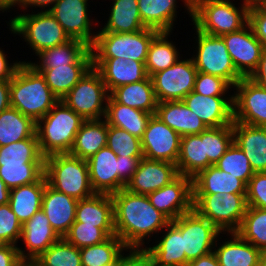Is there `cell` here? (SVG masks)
I'll return each mask as SVG.
<instances>
[{"instance_id": "6da1fadb", "label": "cell", "mask_w": 266, "mask_h": 266, "mask_svg": "<svg viewBox=\"0 0 266 266\" xmlns=\"http://www.w3.org/2000/svg\"><path fill=\"white\" fill-rule=\"evenodd\" d=\"M111 197L115 235L127 248H145L151 234L163 232L171 222L150 203L147 195L134 194L124 188Z\"/></svg>"}, {"instance_id": "7a4b0ae2", "label": "cell", "mask_w": 266, "mask_h": 266, "mask_svg": "<svg viewBox=\"0 0 266 266\" xmlns=\"http://www.w3.org/2000/svg\"><path fill=\"white\" fill-rule=\"evenodd\" d=\"M58 101L41 73L22 61L10 79V106L37 123Z\"/></svg>"}, {"instance_id": "3957f363", "label": "cell", "mask_w": 266, "mask_h": 266, "mask_svg": "<svg viewBox=\"0 0 266 266\" xmlns=\"http://www.w3.org/2000/svg\"><path fill=\"white\" fill-rule=\"evenodd\" d=\"M83 119L62 100L36 123L40 152L44 157L69 153Z\"/></svg>"}, {"instance_id": "277c9868", "label": "cell", "mask_w": 266, "mask_h": 266, "mask_svg": "<svg viewBox=\"0 0 266 266\" xmlns=\"http://www.w3.org/2000/svg\"><path fill=\"white\" fill-rule=\"evenodd\" d=\"M231 0H192V22L201 32L223 36L248 24L249 6L236 7Z\"/></svg>"}, {"instance_id": "5b68a950", "label": "cell", "mask_w": 266, "mask_h": 266, "mask_svg": "<svg viewBox=\"0 0 266 266\" xmlns=\"http://www.w3.org/2000/svg\"><path fill=\"white\" fill-rule=\"evenodd\" d=\"M44 176L49 186L76 200L90 197L95 193L89 180L87 160L69 153L45 157Z\"/></svg>"}, {"instance_id": "8992f818", "label": "cell", "mask_w": 266, "mask_h": 266, "mask_svg": "<svg viewBox=\"0 0 266 266\" xmlns=\"http://www.w3.org/2000/svg\"><path fill=\"white\" fill-rule=\"evenodd\" d=\"M33 13V14H32ZM31 14H18L9 20L11 33L23 36L33 53L37 54L45 49L58 46L70 40L62 26L49 11Z\"/></svg>"}, {"instance_id": "52a82bcc", "label": "cell", "mask_w": 266, "mask_h": 266, "mask_svg": "<svg viewBox=\"0 0 266 266\" xmlns=\"http://www.w3.org/2000/svg\"><path fill=\"white\" fill-rule=\"evenodd\" d=\"M193 209L221 232H236L247 209L246 194L193 195Z\"/></svg>"}, {"instance_id": "ba28073f", "label": "cell", "mask_w": 266, "mask_h": 266, "mask_svg": "<svg viewBox=\"0 0 266 266\" xmlns=\"http://www.w3.org/2000/svg\"><path fill=\"white\" fill-rule=\"evenodd\" d=\"M158 32L148 27L126 33L97 32L94 44L90 47L92 58L120 57L146 61L150 42Z\"/></svg>"}, {"instance_id": "9c48e42d", "label": "cell", "mask_w": 266, "mask_h": 266, "mask_svg": "<svg viewBox=\"0 0 266 266\" xmlns=\"http://www.w3.org/2000/svg\"><path fill=\"white\" fill-rule=\"evenodd\" d=\"M195 28V29H194ZM196 31V55L191 58L197 71L225 79L234 87L243 76L236 70L221 36H212Z\"/></svg>"}, {"instance_id": "30bf717a", "label": "cell", "mask_w": 266, "mask_h": 266, "mask_svg": "<svg viewBox=\"0 0 266 266\" xmlns=\"http://www.w3.org/2000/svg\"><path fill=\"white\" fill-rule=\"evenodd\" d=\"M108 97L100 73L92 66L61 100L83 119L90 120L104 118Z\"/></svg>"}, {"instance_id": "8fae6325", "label": "cell", "mask_w": 266, "mask_h": 266, "mask_svg": "<svg viewBox=\"0 0 266 266\" xmlns=\"http://www.w3.org/2000/svg\"><path fill=\"white\" fill-rule=\"evenodd\" d=\"M183 236V251L188 263L213 252L215 242L220 234L208 219L200 216L194 209L171 221Z\"/></svg>"}, {"instance_id": "7c38bea8", "label": "cell", "mask_w": 266, "mask_h": 266, "mask_svg": "<svg viewBox=\"0 0 266 266\" xmlns=\"http://www.w3.org/2000/svg\"><path fill=\"white\" fill-rule=\"evenodd\" d=\"M197 73L192 58L182 59L181 56L169 68L153 74L151 79L158 103L182 101L194 90Z\"/></svg>"}, {"instance_id": "4fadbf2b", "label": "cell", "mask_w": 266, "mask_h": 266, "mask_svg": "<svg viewBox=\"0 0 266 266\" xmlns=\"http://www.w3.org/2000/svg\"><path fill=\"white\" fill-rule=\"evenodd\" d=\"M233 88L234 121L266 127V89L249 77H243Z\"/></svg>"}, {"instance_id": "5bb4252c", "label": "cell", "mask_w": 266, "mask_h": 266, "mask_svg": "<svg viewBox=\"0 0 266 266\" xmlns=\"http://www.w3.org/2000/svg\"><path fill=\"white\" fill-rule=\"evenodd\" d=\"M180 145L181 136L156 115H152L141 139L143 157L176 164Z\"/></svg>"}, {"instance_id": "9a60e30c", "label": "cell", "mask_w": 266, "mask_h": 266, "mask_svg": "<svg viewBox=\"0 0 266 266\" xmlns=\"http://www.w3.org/2000/svg\"><path fill=\"white\" fill-rule=\"evenodd\" d=\"M89 0H58L49 12L62 26L70 39L83 41L89 47L94 44L97 32L92 30L88 13Z\"/></svg>"}, {"instance_id": "2e32d148", "label": "cell", "mask_w": 266, "mask_h": 266, "mask_svg": "<svg viewBox=\"0 0 266 266\" xmlns=\"http://www.w3.org/2000/svg\"><path fill=\"white\" fill-rule=\"evenodd\" d=\"M150 203L170 221L193 209L192 178L179 175L171 183L147 194Z\"/></svg>"}, {"instance_id": "e0dca14e", "label": "cell", "mask_w": 266, "mask_h": 266, "mask_svg": "<svg viewBox=\"0 0 266 266\" xmlns=\"http://www.w3.org/2000/svg\"><path fill=\"white\" fill-rule=\"evenodd\" d=\"M236 70L243 77H250L257 69L263 51L249 24L241 30L221 36Z\"/></svg>"}, {"instance_id": "ac0fdd59", "label": "cell", "mask_w": 266, "mask_h": 266, "mask_svg": "<svg viewBox=\"0 0 266 266\" xmlns=\"http://www.w3.org/2000/svg\"><path fill=\"white\" fill-rule=\"evenodd\" d=\"M179 176L176 164L142 158L125 189L147 195L171 183Z\"/></svg>"}, {"instance_id": "d6986e66", "label": "cell", "mask_w": 266, "mask_h": 266, "mask_svg": "<svg viewBox=\"0 0 266 266\" xmlns=\"http://www.w3.org/2000/svg\"><path fill=\"white\" fill-rule=\"evenodd\" d=\"M204 96L194 91L182 100L206 127H221L233 123V95Z\"/></svg>"}, {"instance_id": "ffe728a7", "label": "cell", "mask_w": 266, "mask_h": 266, "mask_svg": "<svg viewBox=\"0 0 266 266\" xmlns=\"http://www.w3.org/2000/svg\"><path fill=\"white\" fill-rule=\"evenodd\" d=\"M93 67L100 73L109 94L117 87L148 77L145 62L124 58H92Z\"/></svg>"}, {"instance_id": "44dd1931", "label": "cell", "mask_w": 266, "mask_h": 266, "mask_svg": "<svg viewBox=\"0 0 266 266\" xmlns=\"http://www.w3.org/2000/svg\"><path fill=\"white\" fill-rule=\"evenodd\" d=\"M59 238L40 209L22 225L20 241L24 242L27 252L22 247L17 249L22 260H36Z\"/></svg>"}, {"instance_id": "7402d4cb", "label": "cell", "mask_w": 266, "mask_h": 266, "mask_svg": "<svg viewBox=\"0 0 266 266\" xmlns=\"http://www.w3.org/2000/svg\"><path fill=\"white\" fill-rule=\"evenodd\" d=\"M118 156L108 147L101 148L88 162L89 180L95 193L113 194L119 192Z\"/></svg>"}, {"instance_id": "603a6c76", "label": "cell", "mask_w": 266, "mask_h": 266, "mask_svg": "<svg viewBox=\"0 0 266 266\" xmlns=\"http://www.w3.org/2000/svg\"><path fill=\"white\" fill-rule=\"evenodd\" d=\"M78 200L45 185L41 210L48 218L52 229L61 238L64 237L75 222Z\"/></svg>"}, {"instance_id": "cb8c5ba5", "label": "cell", "mask_w": 266, "mask_h": 266, "mask_svg": "<svg viewBox=\"0 0 266 266\" xmlns=\"http://www.w3.org/2000/svg\"><path fill=\"white\" fill-rule=\"evenodd\" d=\"M39 62H26L32 68H55L69 64H93L91 48L83 41L70 39L36 54Z\"/></svg>"}, {"instance_id": "d4e9b609", "label": "cell", "mask_w": 266, "mask_h": 266, "mask_svg": "<svg viewBox=\"0 0 266 266\" xmlns=\"http://www.w3.org/2000/svg\"><path fill=\"white\" fill-rule=\"evenodd\" d=\"M75 222L96 225L109 236H114L113 200L111 195L94 193L90 197L78 200Z\"/></svg>"}, {"instance_id": "484cf974", "label": "cell", "mask_w": 266, "mask_h": 266, "mask_svg": "<svg viewBox=\"0 0 266 266\" xmlns=\"http://www.w3.org/2000/svg\"><path fill=\"white\" fill-rule=\"evenodd\" d=\"M234 143L249 159L253 171L266 172V127L233 121Z\"/></svg>"}, {"instance_id": "4316f807", "label": "cell", "mask_w": 266, "mask_h": 266, "mask_svg": "<svg viewBox=\"0 0 266 266\" xmlns=\"http://www.w3.org/2000/svg\"><path fill=\"white\" fill-rule=\"evenodd\" d=\"M155 115L181 137L200 134L207 128L183 101L159 102Z\"/></svg>"}, {"instance_id": "83f0119b", "label": "cell", "mask_w": 266, "mask_h": 266, "mask_svg": "<svg viewBox=\"0 0 266 266\" xmlns=\"http://www.w3.org/2000/svg\"><path fill=\"white\" fill-rule=\"evenodd\" d=\"M227 235L230 239L227 238V241L219 245L217 242L220 240L217 238L213 249L220 266H254L265 256L260 249L242 239L236 232Z\"/></svg>"}, {"instance_id": "f1b7e54d", "label": "cell", "mask_w": 266, "mask_h": 266, "mask_svg": "<svg viewBox=\"0 0 266 266\" xmlns=\"http://www.w3.org/2000/svg\"><path fill=\"white\" fill-rule=\"evenodd\" d=\"M246 187L242 180L219 170L214 165L200 171L192 178L193 195L246 194Z\"/></svg>"}, {"instance_id": "f546056e", "label": "cell", "mask_w": 266, "mask_h": 266, "mask_svg": "<svg viewBox=\"0 0 266 266\" xmlns=\"http://www.w3.org/2000/svg\"><path fill=\"white\" fill-rule=\"evenodd\" d=\"M213 164L205 156V130L200 134L181 137L180 153L176 166L179 175L194 178Z\"/></svg>"}, {"instance_id": "4dcf8cb0", "label": "cell", "mask_w": 266, "mask_h": 266, "mask_svg": "<svg viewBox=\"0 0 266 266\" xmlns=\"http://www.w3.org/2000/svg\"><path fill=\"white\" fill-rule=\"evenodd\" d=\"M106 103L104 116L106 123L124 129L142 139L147 123L153 114L117 103L110 95Z\"/></svg>"}, {"instance_id": "1f68e13d", "label": "cell", "mask_w": 266, "mask_h": 266, "mask_svg": "<svg viewBox=\"0 0 266 266\" xmlns=\"http://www.w3.org/2000/svg\"><path fill=\"white\" fill-rule=\"evenodd\" d=\"M108 124L104 119L84 120L76 134L70 155L88 160L107 143Z\"/></svg>"}, {"instance_id": "d6a6232c", "label": "cell", "mask_w": 266, "mask_h": 266, "mask_svg": "<svg viewBox=\"0 0 266 266\" xmlns=\"http://www.w3.org/2000/svg\"><path fill=\"white\" fill-rule=\"evenodd\" d=\"M46 184L47 181L43 175L35 183L10 190L8 204L22 225L41 209Z\"/></svg>"}, {"instance_id": "836d02e7", "label": "cell", "mask_w": 266, "mask_h": 266, "mask_svg": "<svg viewBox=\"0 0 266 266\" xmlns=\"http://www.w3.org/2000/svg\"><path fill=\"white\" fill-rule=\"evenodd\" d=\"M117 103L155 115L158 101L151 77L115 88L109 94Z\"/></svg>"}, {"instance_id": "e575fe53", "label": "cell", "mask_w": 266, "mask_h": 266, "mask_svg": "<svg viewBox=\"0 0 266 266\" xmlns=\"http://www.w3.org/2000/svg\"><path fill=\"white\" fill-rule=\"evenodd\" d=\"M107 23L97 32L126 33L147 28L138 9L137 0H112Z\"/></svg>"}, {"instance_id": "d590c367", "label": "cell", "mask_w": 266, "mask_h": 266, "mask_svg": "<svg viewBox=\"0 0 266 266\" xmlns=\"http://www.w3.org/2000/svg\"><path fill=\"white\" fill-rule=\"evenodd\" d=\"M137 2L141 20L146 27L159 32H172L177 18V0H137Z\"/></svg>"}, {"instance_id": "8d00e7d4", "label": "cell", "mask_w": 266, "mask_h": 266, "mask_svg": "<svg viewBox=\"0 0 266 266\" xmlns=\"http://www.w3.org/2000/svg\"><path fill=\"white\" fill-rule=\"evenodd\" d=\"M165 234L146 249L152 254L157 263L164 265L186 266V254L183 251V236L181 231L170 222L165 228ZM157 243V244H156Z\"/></svg>"}, {"instance_id": "74e56055", "label": "cell", "mask_w": 266, "mask_h": 266, "mask_svg": "<svg viewBox=\"0 0 266 266\" xmlns=\"http://www.w3.org/2000/svg\"><path fill=\"white\" fill-rule=\"evenodd\" d=\"M27 138H38L36 123L14 107L0 113V147Z\"/></svg>"}, {"instance_id": "f35d334b", "label": "cell", "mask_w": 266, "mask_h": 266, "mask_svg": "<svg viewBox=\"0 0 266 266\" xmlns=\"http://www.w3.org/2000/svg\"><path fill=\"white\" fill-rule=\"evenodd\" d=\"M93 64H69L55 68H33L45 78L52 93L61 100Z\"/></svg>"}, {"instance_id": "ab89813d", "label": "cell", "mask_w": 266, "mask_h": 266, "mask_svg": "<svg viewBox=\"0 0 266 266\" xmlns=\"http://www.w3.org/2000/svg\"><path fill=\"white\" fill-rule=\"evenodd\" d=\"M171 33L160 31L150 42L145 62L146 72L149 77L156 72L169 68L180 58V52L177 50L176 45L168 39Z\"/></svg>"}, {"instance_id": "60d3db41", "label": "cell", "mask_w": 266, "mask_h": 266, "mask_svg": "<svg viewBox=\"0 0 266 266\" xmlns=\"http://www.w3.org/2000/svg\"><path fill=\"white\" fill-rule=\"evenodd\" d=\"M127 247L116 235L92 246L80 248L82 266H110L116 263Z\"/></svg>"}, {"instance_id": "b9f144b4", "label": "cell", "mask_w": 266, "mask_h": 266, "mask_svg": "<svg viewBox=\"0 0 266 266\" xmlns=\"http://www.w3.org/2000/svg\"><path fill=\"white\" fill-rule=\"evenodd\" d=\"M38 138H27L0 147V166H24L26 163H44Z\"/></svg>"}, {"instance_id": "7bdbcfd3", "label": "cell", "mask_w": 266, "mask_h": 266, "mask_svg": "<svg viewBox=\"0 0 266 266\" xmlns=\"http://www.w3.org/2000/svg\"><path fill=\"white\" fill-rule=\"evenodd\" d=\"M236 233L266 255V210L247 206Z\"/></svg>"}, {"instance_id": "ee69618b", "label": "cell", "mask_w": 266, "mask_h": 266, "mask_svg": "<svg viewBox=\"0 0 266 266\" xmlns=\"http://www.w3.org/2000/svg\"><path fill=\"white\" fill-rule=\"evenodd\" d=\"M36 261L42 266H82L80 248L59 238Z\"/></svg>"}, {"instance_id": "f6af8a7d", "label": "cell", "mask_w": 266, "mask_h": 266, "mask_svg": "<svg viewBox=\"0 0 266 266\" xmlns=\"http://www.w3.org/2000/svg\"><path fill=\"white\" fill-rule=\"evenodd\" d=\"M214 166L242 180L246 185L255 173L249 159L234 142Z\"/></svg>"}, {"instance_id": "bcb514c9", "label": "cell", "mask_w": 266, "mask_h": 266, "mask_svg": "<svg viewBox=\"0 0 266 266\" xmlns=\"http://www.w3.org/2000/svg\"><path fill=\"white\" fill-rule=\"evenodd\" d=\"M234 142L232 124L205 129V156L215 165Z\"/></svg>"}, {"instance_id": "7dc6e473", "label": "cell", "mask_w": 266, "mask_h": 266, "mask_svg": "<svg viewBox=\"0 0 266 266\" xmlns=\"http://www.w3.org/2000/svg\"><path fill=\"white\" fill-rule=\"evenodd\" d=\"M44 175V163H26L24 166H0V178L9 190L35 183Z\"/></svg>"}, {"instance_id": "c3c4849f", "label": "cell", "mask_w": 266, "mask_h": 266, "mask_svg": "<svg viewBox=\"0 0 266 266\" xmlns=\"http://www.w3.org/2000/svg\"><path fill=\"white\" fill-rule=\"evenodd\" d=\"M106 146L118 157H143L141 139L115 126L108 125Z\"/></svg>"}, {"instance_id": "681fc988", "label": "cell", "mask_w": 266, "mask_h": 266, "mask_svg": "<svg viewBox=\"0 0 266 266\" xmlns=\"http://www.w3.org/2000/svg\"><path fill=\"white\" fill-rule=\"evenodd\" d=\"M110 236L96 225L74 222L64 238L77 248L92 246L107 240Z\"/></svg>"}, {"instance_id": "f907efd6", "label": "cell", "mask_w": 266, "mask_h": 266, "mask_svg": "<svg viewBox=\"0 0 266 266\" xmlns=\"http://www.w3.org/2000/svg\"><path fill=\"white\" fill-rule=\"evenodd\" d=\"M22 224L9 204L0 205V244L18 246Z\"/></svg>"}, {"instance_id": "816d5d0a", "label": "cell", "mask_w": 266, "mask_h": 266, "mask_svg": "<svg viewBox=\"0 0 266 266\" xmlns=\"http://www.w3.org/2000/svg\"><path fill=\"white\" fill-rule=\"evenodd\" d=\"M231 88L225 79L198 71L193 91L204 96H226Z\"/></svg>"}, {"instance_id": "f5cc1de1", "label": "cell", "mask_w": 266, "mask_h": 266, "mask_svg": "<svg viewBox=\"0 0 266 266\" xmlns=\"http://www.w3.org/2000/svg\"><path fill=\"white\" fill-rule=\"evenodd\" d=\"M247 206L266 210V172H256L246 187Z\"/></svg>"}, {"instance_id": "db71d44e", "label": "cell", "mask_w": 266, "mask_h": 266, "mask_svg": "<svg viewBox=\"0 0 266 266\" xmlns=\"http://www.w3.org/2000/svg\"><path fill=\"white\" fill-rule=\"evenodd\" d=\"M248 24L262 43L263 49H266V14L257 5L249 7Z\"/></svg>"}, {"instance_id": "11a10c76", "label": "cell", "mask_w": 266, "mask_h": 266, "mask_svg": "<svg viewBox=\"0 0 266 266\" xmlns=\"http://www.w3.org/2000/svg\"><path fill=\"white\" fill-rule=\"evenodd\" d=\"M129 250V251H128ZM127 255L122 253L121 266H152L153 256L145 248H127Z\"/></svg>"}, {"instance_id": "9f6ffc18", "label": "cell", "mask_w": 266, "mask_h": 266, "mask_svg": "<svg viewBox=\"0 0 266 266\" xmlns=\"http://www.w3.org/2000/svg\"><path fill=\"white\" fill-rule=\"evenodd\" d=\"M143 157H118L119 161V191L124 189L132 179L138 164Z\"/></svg>"}, {"instance_id": "6f0895ef", "label": "cell", "mask_w": 266, "mask_h": 266, "mask_svg": "<svg viewBox=\"0 0 266 266\" xmlns=\"http://www.w3.org/2000/svg\"><path fill=\"white\" fill-rule=\"evenodd\" d=\"M18 246L0 244V266H20L22 259L17 249Z\"/></svg>"}, {"instance_id": "680465c9", "label": "cell", "mask_w": 266, "mask_h": 266, "mask_svg": "<svg viewBox=\"0 0 266 266\" xmlns=\"http://www.w3.org/2000/svg\"><path fill=\"white\" fill-rule=\"evenodd\" d=\"M13 62L14 63L9 64L5 51L0 48V80H10L18 67L22 64L21 61Z\"/></svg>"}, {"instance_id": "91938a15", "label": "cell", "mask_w": 266, "mask_h": 266, "mask_svg": "<svg viewBox=\"0 0 266 266\" xmlns=\"http://www.w3.org/2000/svg\"><path fill=\"white\" fill-rule=\"evenodd\" d=\"M249 78L266 89V49H263L259 65Z\"/></svg>"}, {"instance_id": "94428289", "label": "cell", "mask_w": 266, "mask_h": 266, "mask_svg": "<svg viewBox=\"0 0 266 266\" xmlns=\"http://www.w3.org/2000/svg\"><path fill=\"white\" fill-rule=\"evenodd\" d=\"M10 107V80H0V113Z\"/></svg>"}, {"instance_id": "6125c7cd", "label": "cell", "mask_w": 266, "mask_h": 266, "mask_svg": "<svg viewBox=\"0 0 266 266\" xmlns=\"http://www.w3.org/2000/svg\"><path fill=\"white\" fill-rule=\"evenodd\" d=\"M188 266H220L214 252L199 257L188 263Z\"/></svg>"}, {"instance_id": "be15d7a7", "label": "cell", "mask_w": 266, "mask_h": 266, "mask_svg": "<svg viewBox=\"0 0 266 266\" xmlns=\"http://www.w3.org/2000/svg\"><path fill=\"white\" fill-rule=\"evenodd\" d=\"M58 0H27L20 8H23L24 10H27L29 7H39L42 8L41 11L43 10V8H47L46 11H49L53 5L57 2ZM25 8V9H24Z\"/></svg>"}, {"instance_id": "e7e4bbea", "label": "cell", "mask_w": 266, "mask_h": 266, "mask_svg": "<svg viewBox=\"0 0 266 266\" xmlns=\"http://www.w3.org/2000/svg\"><path fill=\"white\" fill-rule=\"evenodd\" d=\"M26 1L27 0H0V11L7 12L17 5L20 8Z\"/></svg>"}, {"instance_id": "03108f58", "label": "cell", "mask_w": 266, "mask_h": 266, "mask_svg": "<svg viewBox=\"0 0 266 266\" xmlns=\"http://www.w3.org/2000/svg\"><path fill=\"white\" fill-rule=\"evenodd\" d=\"M10 190L4 181L0 178V205L8 204Z\"/></svg>"}, {"instance_id": "003e7915", "label": "cell", "mask_w": 266, "mask_h": 266, "mask_svg": "<svg viewBox=\"0 0 266 266\" xmlns=\"http://www.w3.org/2000/svg\"><path fill=\"white\" fill-rule=\"evenodd\" d=\"M20 266H42L36 260H22Z\"/></svg>"}, {"instance_id": "a7ac6f4b", "label": "cell", "mask_w": 266, "mask_h": 266, "mask_svg": "<svg viewBox=\"0 0 266 266\" xmlns=\"http://www.w3.org/2000/svg\"><path fill=\"white\" fill-rule=\"evenodd\" d=\"M185 3V9H187V12L189 13L191 19H192V0H183Z\"/></svg>"}, {"instance_id": "89a4df30", "label": "cell", "mask_w": 266, "mask_h": 266, "mask_svg": "<svg viewBox=\"0 0 266 266\" xmlns=\"http://www.w3.org/2000/svg\"><path fill=\"white\" fill-rule=\"evenodd\" d=\"M256 5L266 14V0H261Z\"/></svg>"}, {"instance_id": "2644e50d", "label": "cell", "mask_w": 266, "mask_h": 266, "mask_svg": "<svg viewBox=\"0 0 266 266\" xmlns=\"http://www.w3.org/2000/svg\"><path fill=\"white\" fill-rule=\"evenodd\" d=\"M261 0H243L244 4H247L249 7L256 5L260 2Z\"/></svg>"}, {"instance_id": "8c879c8a", "label": "cell", "mask_w": 266, "mask_h": 266, "mask_svg": "<svg viewBox=\"0 0 266 266\" xmlns=\"http://www.w3.org/2000/svg\"><path fill=\"white\" fill-rule=\"evenodd\" d=\"M254 266H266V255L260 259Z\"/></svg>"}, {"instance_id": "753ad0ef", "label": "cell", "mask_w": 266, "mask_h": 266, "mask_svg": "<svg viewBox=\"0 0 266 266\" xmlns=\"http://www.w3.org/2000/svg\"><path fill=\"white\" fill-rule=\"evenodd\" d=\"M152 266H180V265H164L161 263H157L154 259H153V265Z\"/></svg>"}, {"instance_id": "34e18365", "label": "cell", "mask_w": 266, "mask_h": 266, "mask_svg": "<svg viewBox=\"0 0 266 266\" xmlns=\"http://www.w3.org/2000/svg\"><path fill=\"white\" fill-rule=\"evenodd\" d=\"M110 266H121V257L116 263H114V264H112Z\"/></svg>"}]
</instances>
